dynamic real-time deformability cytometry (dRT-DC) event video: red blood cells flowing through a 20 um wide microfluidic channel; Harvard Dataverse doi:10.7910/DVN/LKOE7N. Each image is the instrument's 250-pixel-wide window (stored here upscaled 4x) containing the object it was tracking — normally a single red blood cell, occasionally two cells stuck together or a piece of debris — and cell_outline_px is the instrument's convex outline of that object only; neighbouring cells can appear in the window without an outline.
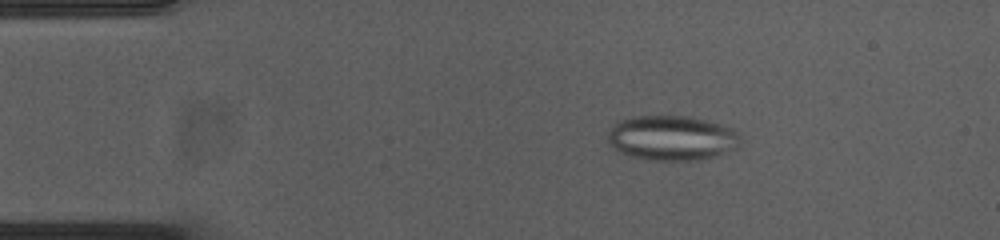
{"species": "common noctule bat (a hibernating species)", "species_latin": "Nyctalus noctula", "temperature_condition": "cold", "stored_images_in_passage": 53, "camera_frame_rate_fps": 3000, "um_per_image_px": 0.085, "animal": {"sex": "female", "body_mass_g": 23.0, "forearm_length_mm": 53.4}, "frame": {"image": 1, "passage_image": 8, "time_ms": 2.333, "image_size_px": [1000, 240], "cell_outline_px": [[744, 144], [736, 148], [712, 156], [692, 160], [656, 160], [632, 156], [620, 152], [608, 140], [608, 132], [616, 124], [632, 116], [684, 116], [704, 120], [728, 128], [736, 132], [740, 136]], "centroid_in_image_um": [57.13, 11.73], "position_along_channel_um": 27.9, "area_um2": 33.81}}
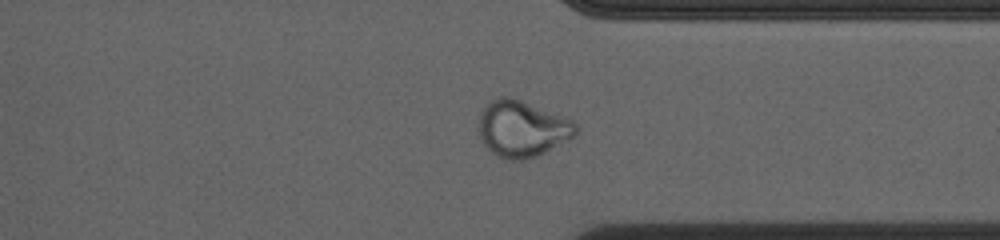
{"frame": {"image": 2, "passage_image": 40, "time_ms": 13.0, "image_size_px": [1000, 240], "cell_outline_px": [[576, 136], [536, 156], [524, 160], [508, 160], [492, 152], [484, 144], [476, 128], [480, 112], [492, 100], [500, 96], [508, 96], [520, 100], [572, 120], [576, 124]], "centroid_in_image_um": [44.34, 10.95], "position_along_channel_um": 367.1, "area_um2": 31.62}}
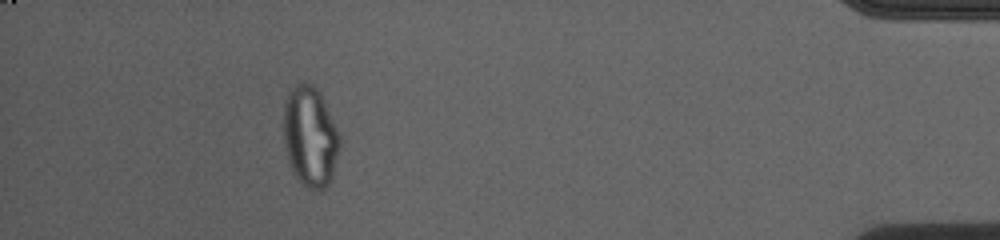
{"frame": {"image": 3, "passage_image": 48, "time_ms": 15.667, "image_size_px": [1000, 240], "cell_outline_px": [[340, 148], [332, 180], [324, 188], [316, 192], [308, 188], [296, 176], [288, 160], [284, 144], [284, 104], [288, 92], [296, 84], [312, 84], [320, 92], [340, 132]], "centroid_in_image_um": [26.4, 11.62], "position_along_channel_um": 408.8, "area_um2": 33.06}}